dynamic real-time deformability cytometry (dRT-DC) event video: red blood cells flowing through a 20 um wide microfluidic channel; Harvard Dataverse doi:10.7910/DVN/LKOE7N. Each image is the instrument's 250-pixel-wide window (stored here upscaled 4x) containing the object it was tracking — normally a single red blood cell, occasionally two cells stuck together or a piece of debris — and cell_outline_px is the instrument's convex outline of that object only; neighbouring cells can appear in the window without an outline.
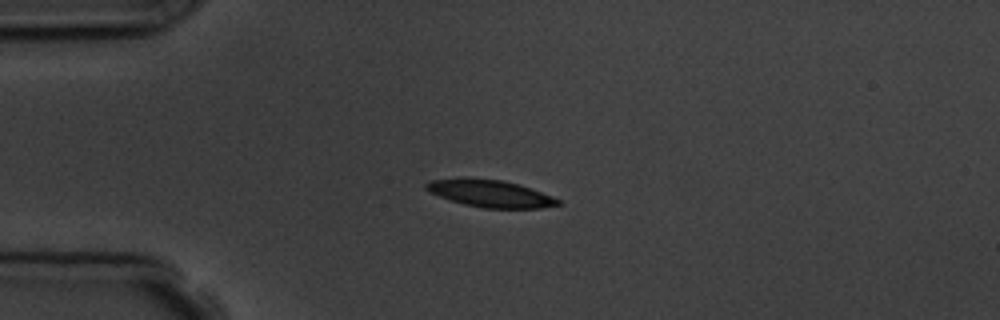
{"species": "common noctule bat (a hibernating species)", "species_latin": "Nyctalus noctula", "temperature_condition": "room temperature", "stored_images_in_passage": 5, "camera_frame_rate_fps": 3000, "um_per_image_px": 0.085, "animal": {"sex": "male", "body_mass_g": 19.5, "forearm_length_mm": 54.6}, "frame": {"image": 1, "passage_image": 1, "time_ms": 0.0, "image_size_px": [1000, 320], "cell_outline_px": [[564, 204], [540, 208], [484, 208], [464, 204], [440, 196], [424, 188], [424, 184], [432, 180], [464, 176], [468, 176], [504, 180], [552, 196], [560, 200]], "centroid_in_image_um": [41.65, 16.42], "position_along_channel_um": 43.3, "area_um2": 20.98}}